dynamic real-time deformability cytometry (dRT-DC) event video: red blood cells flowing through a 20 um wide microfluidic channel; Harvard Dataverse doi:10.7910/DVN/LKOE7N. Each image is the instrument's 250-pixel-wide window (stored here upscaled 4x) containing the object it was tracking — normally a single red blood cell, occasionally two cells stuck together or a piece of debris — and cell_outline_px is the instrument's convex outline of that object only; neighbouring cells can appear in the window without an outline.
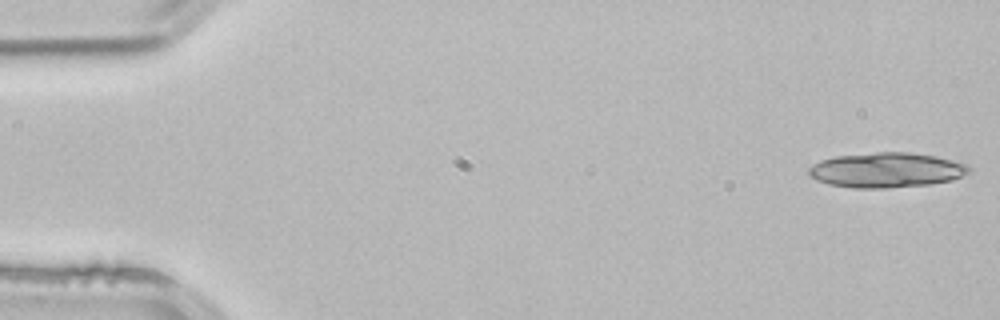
{"species": "common noctule bat (a hibernating species)", "species_latin": "Nyctalus noctula", "temperature_condition": "room temperature", "stored_images_in_passage": 5, "camera_frame_rate_fps": 3000, "um_per_image_px": 0.085, "animal": {"sex": "male", "body_mass_g": 21.5, "forearm_length_mm": 52.0}, "frame": {"image": 1, "passage_image": 1, "time_ms": 0.0, "image_size_px": [1000, 320], "cell_outline_px": [[972, 168], [968, 172], [952, 180], [928, 184], [888, 188], [852, 188], [828, 184], [816, 180], [808, 176], [808, 168], [812, 164], [820, 160], [836, 156], [876, 152], [912, 152], [936, 156], [968, 164]], "centroid_in_image_um": [75.31, 14.45], "position_along_channel_um": 9.7, "area_um2": 32.83}}